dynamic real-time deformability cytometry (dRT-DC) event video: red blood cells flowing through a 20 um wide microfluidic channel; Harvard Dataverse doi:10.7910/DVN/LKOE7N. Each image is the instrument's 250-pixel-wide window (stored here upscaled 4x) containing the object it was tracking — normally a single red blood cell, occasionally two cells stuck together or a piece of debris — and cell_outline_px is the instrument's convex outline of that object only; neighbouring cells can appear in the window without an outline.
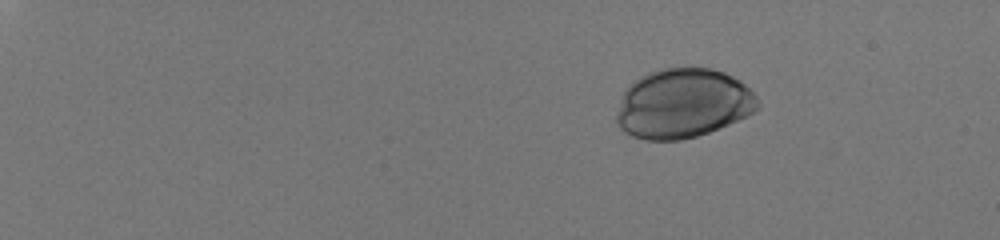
{"species": "human", "species_latin": "Homo sapiens", "temperature_condition": "room temperature", "stored_images_in_passage": 43, "camera_frame_rate_fps": 3000, "um_per_image_px": 0.085, "donor": {"sex": "male"}, "frame": {"image": 1, "passage_image": 1, "time_ms": 0.0, "image_size_px": [1000, 240], "cell_outline_px": [[760, 108], [748, 116], [708, 132], [696, 136], [680, 140], [644, 140], [632, 136], [624, 132], [620, 128], [616, 120], [616, 116], [624, 92], [640, 76], [648, 72], [660, 68], [684, 64], [708, 68], [724, 72], [740, 80], [756, 96], [760, 104]], "centroid_in_image_um": [58.07, 8.76], "position_along_channel_um": 26.9, "area_um2": 57.68}}
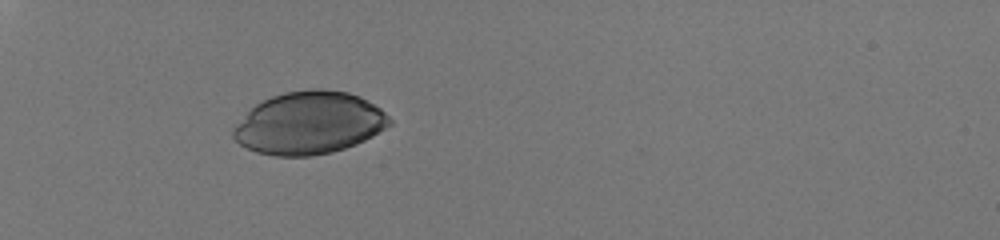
{"frame": {"image": 2, "passage_image": 13, "time_ms": 4.0, "image_size_px": [1000, 240], "cell_outline_px": [[392, 124], [372, 136], [356, 144], [332, 152], [312, 156], [276, 156], [256, 152], [240, 144], [232, 136], [232, 128], [256, 104], [272, 96], [284, 92], [308, 88], [320, 88], [348, 92], [360, 96], [380, 108], [392, 120]], "centroid_in_image_um": [26.28, 10.45], "position_along_channel_um": 58.7, "area_um2": 56.88}}
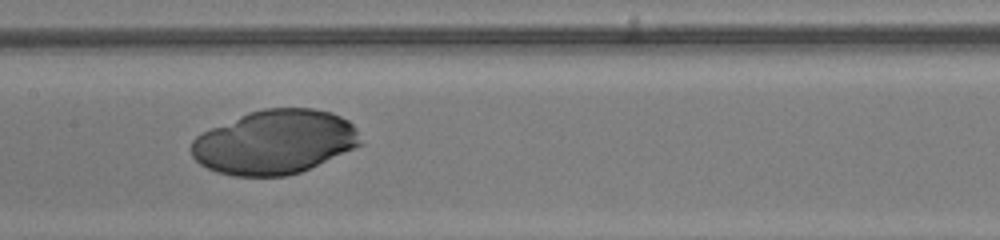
{"frame": {"image": 3, "passage_image": 25, "time_ms": 8.0, "image_size_px": [1000, 240], "cell_outline_px": [[364, 144], [300, 172], [284, 176], [236, 176], [216, 172], [200, 164], [192, 156], [192, 140], [196, 136], [212, 128], [248, 112], [264, 108], [312, 108], [332, 112], [348, 120], [356, 128]], "centroid_in_image_um": [23.37, 12.07], "position_along_channel_um": 184.0, "area_um2": 63.06}}